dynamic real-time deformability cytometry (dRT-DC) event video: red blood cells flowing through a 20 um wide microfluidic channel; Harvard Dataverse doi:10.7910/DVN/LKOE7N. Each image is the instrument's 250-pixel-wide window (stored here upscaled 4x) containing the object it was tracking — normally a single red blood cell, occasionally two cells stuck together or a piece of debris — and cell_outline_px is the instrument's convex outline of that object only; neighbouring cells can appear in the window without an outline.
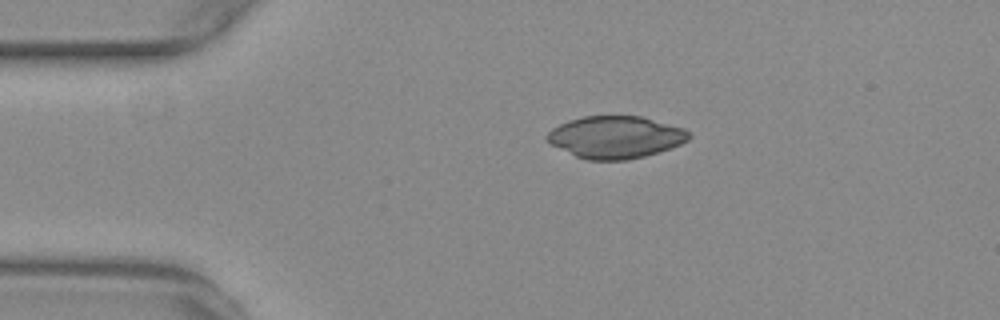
{"species": "common noctule bat (a hibernating species)", "species_latin": "Nyctalus noctula", "temperature_condition": "warm", "stored_images_in_passage": 38, "camera_frame_rate_fps": 3000, "um_per_image_px": 0.085, "animal": {"sex": "female", "body_mass_g": 29.2, "forearm_length_mm": 56.3}, "frame": {"image": 1, "passage_image": 1, "time_ms": 0.0, "image_size_px": [1000, 320], "cell_outline_px": [[692, 136], [688, 140], [680, 144], [644, 156], [628, 160], [588, 160], [576, 156], [552, 144], [544, 136], [552, 128], [568, 120], [584, 116], [640, 116], [684, 128]], "centroid_in_image_um": [52.31, 11.65], "position_along_channel_um": 32.7, "area_um2": 34.56}}